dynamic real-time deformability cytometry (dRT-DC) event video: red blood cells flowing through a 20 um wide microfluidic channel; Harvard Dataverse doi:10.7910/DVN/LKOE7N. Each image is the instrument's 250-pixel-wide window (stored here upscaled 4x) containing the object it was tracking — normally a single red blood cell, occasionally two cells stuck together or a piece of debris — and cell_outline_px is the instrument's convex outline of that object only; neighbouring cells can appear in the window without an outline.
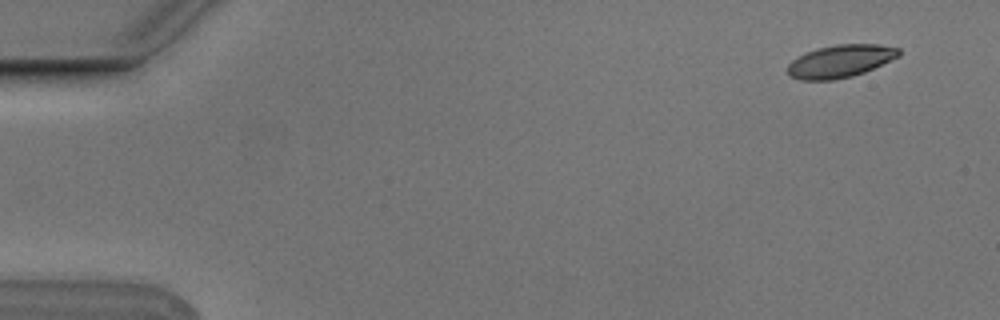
{"species": "Egyptian fruit bat (a non-hibernating species)", "species_latin": "Rousettus aegyptiacus", "temperature_condition": "cold", "stored_images_in_passage": 4, "camera_frame_rate_fps": 3000, "um_per_image_px": 0.085, "animal": {"sex": "male"}, "frame": {"image": 1, "passage_image": 1, "time_ms": 0.0, "image_size_px": [1000, 320], "cell_outline_px": [[900, 56], [864, 72], [852, 76], [832, 80], [800, 80], [788, 76], [788, 64], [792, 60], [816, 48], [836, 44], [876, 44], [900, 48]], "centroid_in_image_um": [71.42, 5.2], "position_along_channel_um": 13.6, "area_um2": 21.1}}
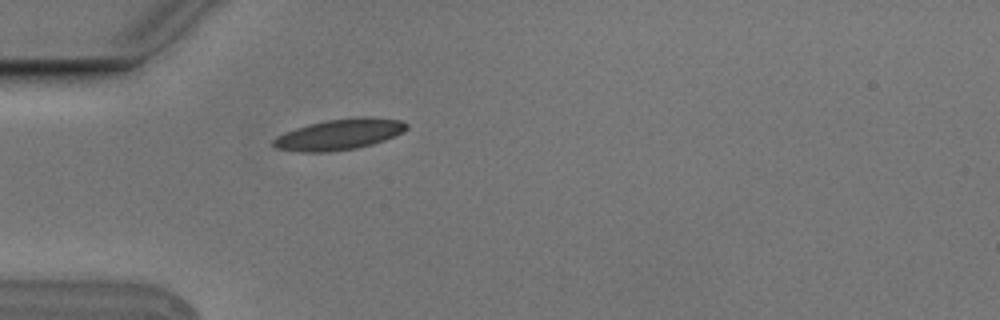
{"frame": {"image": 2, "passage_image": 4, "time_ms": 1.0, "image_size_px": [1000, 320], "cell_outline_px": [[408, 128], [384, 140], [372, 144], [356, 148], [328, 152], [300, 152], [276, 148], [272, 144], [272, 140], [276, 136], [284, 132], [308, 124], [328, 120], [360, 116], [372, 116], [404, 120], [408, 124]], "centroid_in_image_um": [28.84, 11.41], "position_along_channel_um": 56.2, "area_um2": 24.04}}